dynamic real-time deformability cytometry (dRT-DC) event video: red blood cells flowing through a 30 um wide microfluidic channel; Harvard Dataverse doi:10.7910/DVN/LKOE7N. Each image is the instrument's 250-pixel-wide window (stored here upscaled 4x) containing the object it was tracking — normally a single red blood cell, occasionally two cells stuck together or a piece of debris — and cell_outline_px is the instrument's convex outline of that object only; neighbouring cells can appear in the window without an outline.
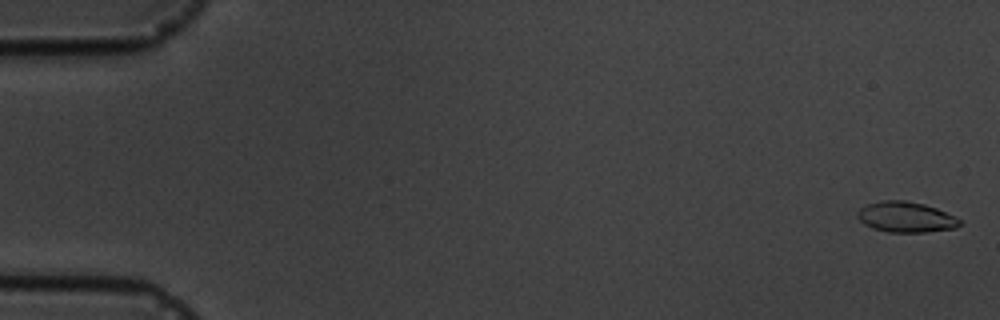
{"species": "common noctule bat (a hibernating species)", "species_latin": "Nyctalus noctula", "temperature_condition": "cold", "stored_images_in_passage": 16, "camera_frame_rate_fps": 3000, "um_per_image_px": 0.085, "animal": {"sex": "male", "body_mass_g": 19.5, "forearm_length_mm": 54.6}, "frame": {"image": 1, "passage_image": 1, "time_ms": 0.0, "image_size_px": [1000, 320], "cell_outline_px": [[960, 224], [956, 228], [924, 232], [888, 232], [872, 228], [864, 224], [856, 216], [856, 212], [860, 208], [868, 204], [880, 200], [904, 200], [924, 204], [936, 208], [960, 220]], "centroid_in_image_um": [76.94, 18.45], "position_along_channel_um": 8.1, "area_um2": 18.09}}
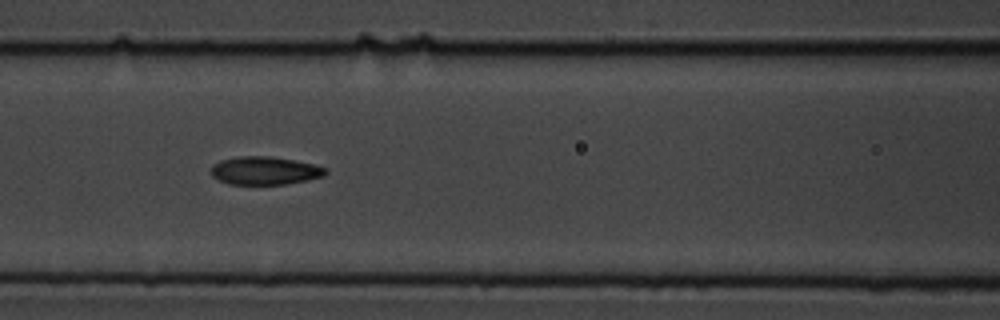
{"frame": {"image": 2, "passage_image": 8, "time_ms": 7.667, "image_size_px": [1000, 320], "cell_outline_px": [[328, 172], [324, 176], [308, 180], [284, 184], [228, 184], [212, 176], [212, 164], [220, 160], [240, 156], [268, 156], [316, 164], [328, 168]], "centroid_in_image_um": [22.54, 14.5], "position_along_channel_um": 144.1, "area_um2": 18.79}}
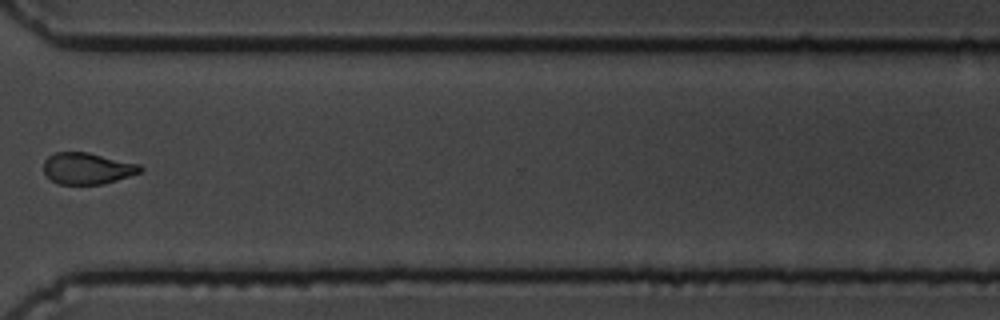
{"frame": {"image": 3, "passage_image": 13, "time_ms": 13.667, "image_size_px": [1000, 320], "cell_outline_px": [[144, 168], [140, 172], [104, 184], [56, 184], [44, 172], [44, 160], [48, 156], [56, 152], [88, 152], [140, 164]], "centroid_in_image_um": [7.42, 14.31], "position_along_channel_um": 363.2, "area_um2": 17.69}, "authors_computed_cell_mechanics": {"area_um2": 18.0914, "velocity_mm_per_s": 3.6625, "shape_relaxation_time_tau1_ms": 7.9205, "shape_relaxation_time_tau2_ms": 3.3186, "deformation_change_tau1": 0.1707, "deformation_change_tau2": 0.0591}}